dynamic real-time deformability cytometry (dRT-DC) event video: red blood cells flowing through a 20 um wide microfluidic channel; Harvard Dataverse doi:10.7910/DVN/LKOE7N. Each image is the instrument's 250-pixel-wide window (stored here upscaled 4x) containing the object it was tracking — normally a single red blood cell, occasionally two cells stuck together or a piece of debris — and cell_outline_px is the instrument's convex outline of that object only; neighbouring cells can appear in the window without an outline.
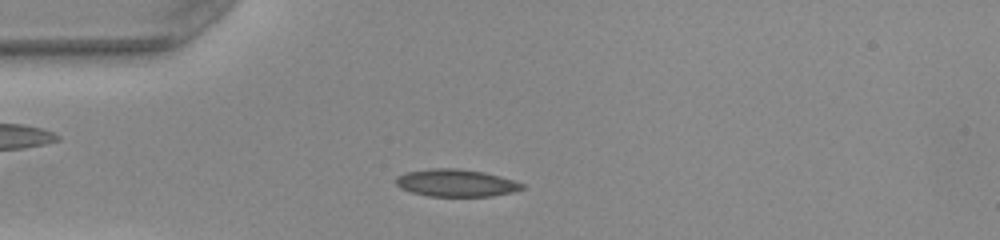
{"species": "common noctule bat (a hibernating species)", "species_latin": "Nyctalus noctula", "temperature_condition": "warm", "stored_images_in_passage": 42, "camera_frame_rate_fps": 3000, "um_per_image_px": 0.085, "animal": {"sex": "female", "body_mass_g": 22.0, "forearm_length_mm": 56.7}, "frame": {"image": 1, "passage_image": 9, "time_ms": 2.667, "image_size_px": [1000, 240], "cell_outline_px": [[524, 188], [512, 192], [492, 196], [428, 196], [412, 192], [400, 188], [396, 184], [396, 176], [408, 172], [432, 168], [456, 168], [484, 172], [500, 176], [524, 184]], "centroid_in_image_um": [38.75, 15.55], "position_along_channel_um": 46.2, "area_um2": 20.0}}
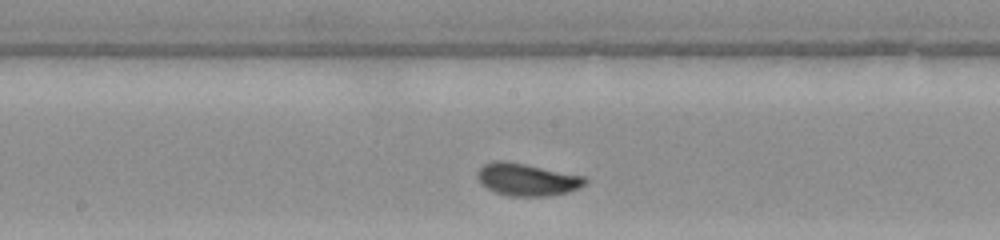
{"frame": {"image": 2, "passage_image": 22, "time_ms": 7.0, "image_size_px": [1000, 240], "cell_outline_px": [[588, 180], [580, 188], [568, 192], [552, 196], [512, 196], [496, 192], [480, 184], [476, 176], [476, 172], [484, 164], [496, 160], [504, 160], [584, 176]], "centroid_in_image_um": [44.78, 15.26], "position_along_channel_um": 203.4, "area_um2": 20.29}}
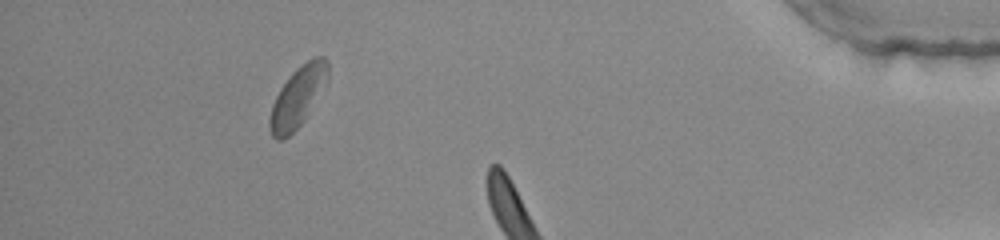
{"frame": {"image": 3, "passage_image": 38, "time_ms": 12.333, "image_size_px": [1000, 240], "cell_outline_px": [[328, 80], [304, 120], [284, 140], [276, 140], [272, 136], [268, 128], [268, 120], [272, 104], [280, 88], [292, 72], [296, 68], [308, 60], [316, 56], [324, 56], [328, 60]], "centroid_in_image_um": [25.29, 8.24], "position_along_channel_um": 409.9, "area_um2": 20.46}, "authors_computed_cell_mechanics": {"area_um2": 19.8543, "velocity_mm_per_s": 4.0021, "shape_relaxation_time_tau1_ms": 3.7925, "shape_relaxation_time_tau2_ms": null, "deformation_change_tau1": 0.1465, "deformation_change_tau2": null}}